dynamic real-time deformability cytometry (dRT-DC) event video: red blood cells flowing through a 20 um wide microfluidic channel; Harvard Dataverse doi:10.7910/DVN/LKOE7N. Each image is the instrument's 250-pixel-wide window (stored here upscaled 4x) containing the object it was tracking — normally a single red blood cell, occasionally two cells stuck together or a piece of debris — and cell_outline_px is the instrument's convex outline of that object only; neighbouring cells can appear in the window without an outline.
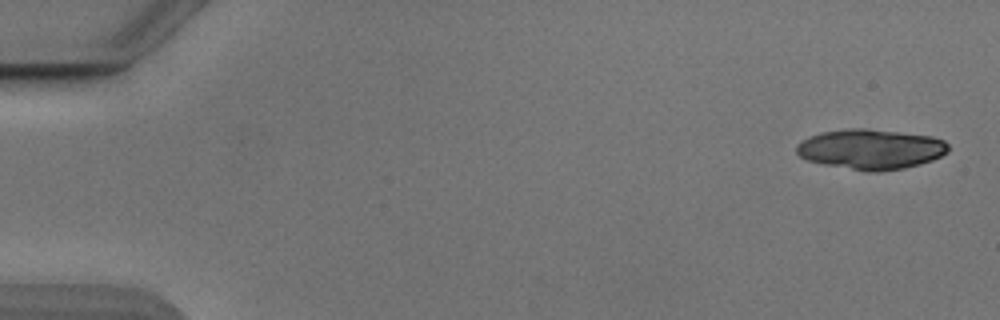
{"species": "Egyptian fruit bat (a non-hibernating species)", "species_latin": "Rousettus aegyptiacus", "temperature_condition": "cold", "stored_images_in_passage": 18, "camera_frame_rate_fps": 3000, "um_per_image_px": 0.085, "animal": {"sex": "male"}, "frame": {"image": 1, "passage_image": 1, "time_ms": 0.0, "image_size_px": [1000, 320], "cell_outline_px": [[948, 152], [932, 160], [920, 164], [904, 168], [880, 172], [868, 172], [824, 164], [808, 160], [800, 156], [796, 152], [796, 144], [808, 136], [824, 132], [848, 128], [864, 128], [932, 136], [944, 140], [948, 144]], "centroid_in_image_um": [74.02, 12.68], "position_along_channel_um": 11.0, "area_um2": 35.49}}